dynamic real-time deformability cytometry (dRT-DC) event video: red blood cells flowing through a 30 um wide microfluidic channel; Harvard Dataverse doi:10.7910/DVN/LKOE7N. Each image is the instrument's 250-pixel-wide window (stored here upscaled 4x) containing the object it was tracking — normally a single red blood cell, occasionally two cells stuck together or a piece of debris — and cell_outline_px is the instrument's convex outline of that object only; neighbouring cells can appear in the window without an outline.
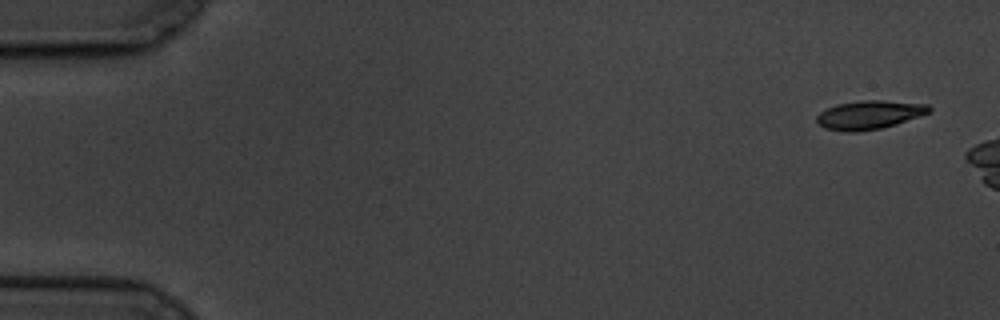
{"species": "common noctule bat (a hibernating species)", "species_latin": "Nyctalus noctula", "temperature_condition": "cold", "stored_images_in_passage": 3, "camera_frame_rate_fps": 3000, "um_per_image_px": 0.085, "animal": {"sex": "male", "body_mass_g": 19.5, "forearm_length_mm": 54.6}, "frame": {"image": 1, "passage_image": 1, "time_ms": 0.0, "image_size_px": [1000, 320], "cell_outline_px": [[932, 112], [896, 124], [880, 128], [856, 132], [844, 132], [824, 128], [816, 120], [816, 116], [820, 112], [836, 104], [860, 100], [880, 100], [928, 104], [932, 108]], "centroid_in_image_um": [73.9, 9.76], "position_along_channel_um": 11.1, "area_um2": 18.84}}